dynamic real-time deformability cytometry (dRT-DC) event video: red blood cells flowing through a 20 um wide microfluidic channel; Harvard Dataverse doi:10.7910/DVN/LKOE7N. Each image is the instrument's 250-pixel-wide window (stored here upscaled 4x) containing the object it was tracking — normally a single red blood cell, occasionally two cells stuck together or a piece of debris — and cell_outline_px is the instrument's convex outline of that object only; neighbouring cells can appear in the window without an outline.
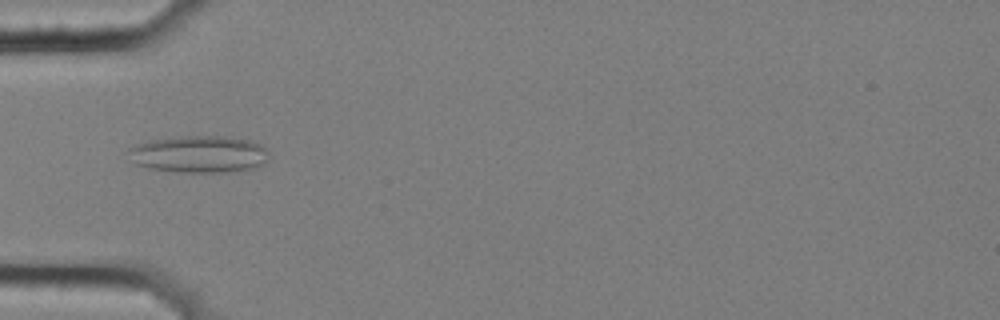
{"species": "common noctule bat (a hibernating species)", "species_latin": "Nyctalus noctula", "temperature_condition": "cold", "stored_images_in_passage": 14, "camera_frame_rate_fps": 3000, "um_per_image_px": 0.085, "animal": {"sex": "female", "body_mass_g": 25.1}, "frame": {"image": 1, "passage_image": 5, "time_ms": 1.333, "image_size_px": [1000, 320], "cell_outline_px": [[268, 152], [264, 160], [256, 168], [236, 172], [176, 172], [148, 168], [136, 164], [128, 148], [136, 144], [152, 140], [180, 136], [224, 136], [248, 140], [260, 144]], "centroid_in_image_um": [16.92, 13.11], "position_along_channel_um": 68.1, "area_um2": 30.11}}
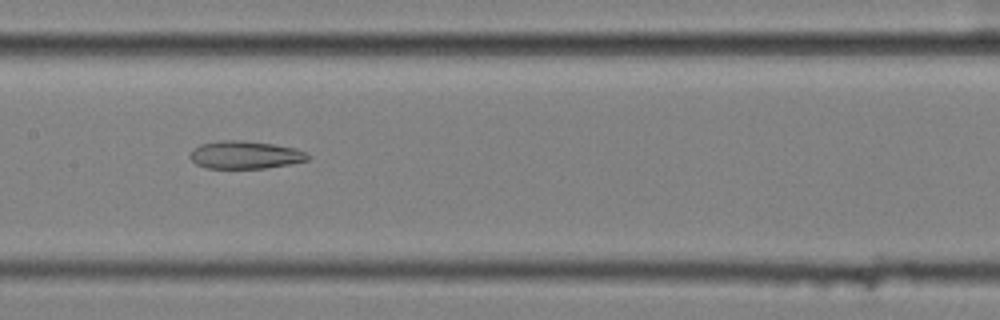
{"frame": {"image": 2, "passage_image": 8, "time_ms": 2.333, "image_size_px": [1000, 320], "cell_outline_px": [[308, 160], [292, 164], [264, 168], [208, 168], [196, 164], [188, 156], [192, 148], [200, 144], [220, 140], [244, 140], [272, 144], [296, 148], [304, 152], [308, 156]], "centroid_in_image_um": [20.79, 13.16], "position_along_channel_um": 186.6, "area_um2": 19.13}}
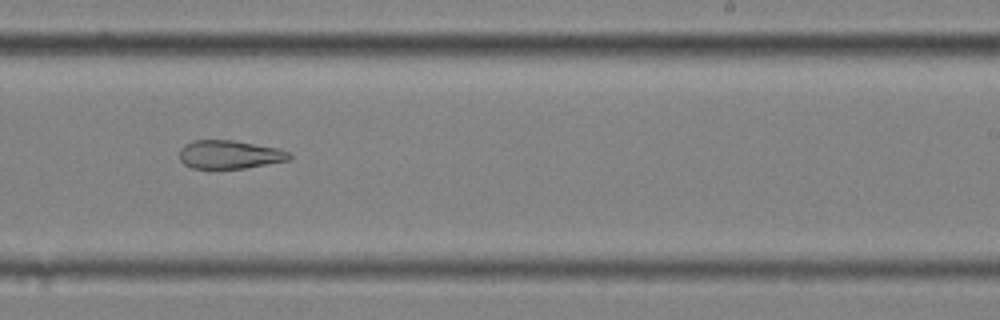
{"frame": {"image": 3, "passage_image": 10, "time_ms": 3.0, "image_size_px": [1000, 320], "cell_outline_px": [[292, 156], [288, 160], [244, 168], [192, 168], [184, 164], [180, 160], [180, 148], [184, 144], [192, 140], [232, 140], [280, 148], [288, 152]], "centroid_in_image_um": [19.49, 13.12], "position_along_channel_um": 269.5, "area_um2": 18.15}}